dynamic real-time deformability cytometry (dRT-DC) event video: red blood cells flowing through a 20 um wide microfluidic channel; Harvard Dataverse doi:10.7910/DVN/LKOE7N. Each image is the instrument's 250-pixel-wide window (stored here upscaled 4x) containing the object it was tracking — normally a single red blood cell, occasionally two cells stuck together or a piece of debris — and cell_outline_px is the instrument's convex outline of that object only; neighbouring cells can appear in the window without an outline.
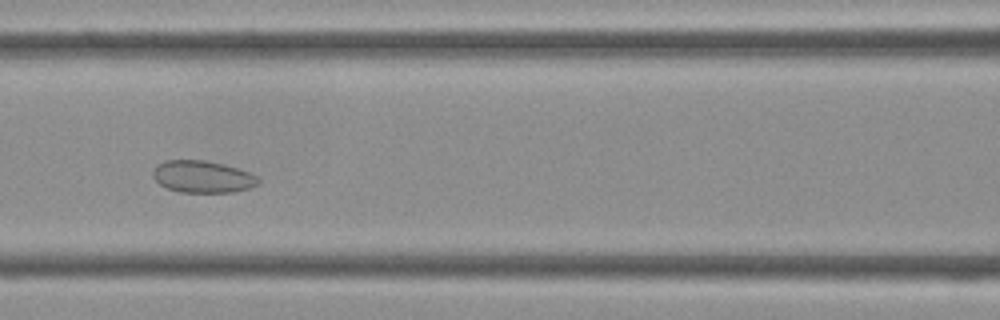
{"species": "Egyptian fruit bat (a non-hibernating species)", "species_latin": "Rousettus aegyptiacus", "temperature_condition": "cold", "stored_images_in_passage": 43, "camera_frame_rate_fps": 3000, "um_per_image_px": 0.085, "frame": {"image": 1, "passage_image": 18, "time_ms": 5.667, "image_size_px": [1000, 320], "cell_outline_px": [[260, 180], [256, 184], [248, 188], [236, 192], [180, 192], [168, 188], [160, 184], [152, 176], [152, 168], [156, 164], [164, 160], [204, 160], [224, 164], [260, 176]], "centroid_in_image_um": [17.19, 15.01], "position_along_channel_um": 149.4, "area_um2": 19.77}}
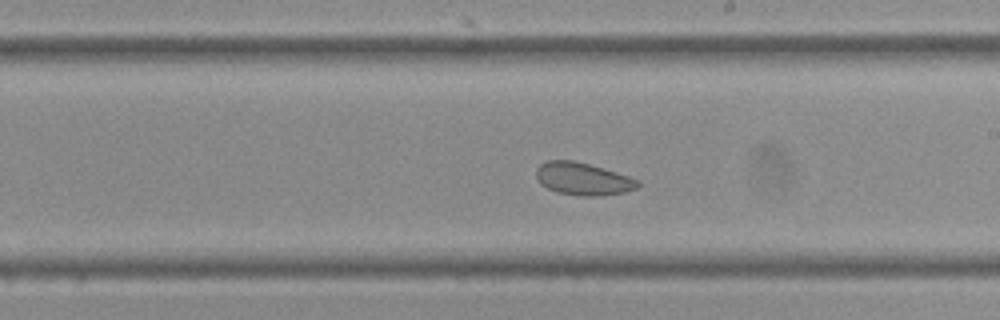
{"frame": {"image": 2, "passage_image": 24, "time_ms": 7.667, "image_size_px": [1000, 320], "cell_outline_px": [[640, 184], [636, 188], [624, 192], [600, 196], [580, 196], [556, 192], [540, 184], [536, 176], [536, 168], [540, 164], [548, 160], [572, 160], [604, 168], [640, 180]], "centroid_in_image_um": [49.54, 15.2], "position_along_channel_um": 239.5, "area_um2": 19.31}}
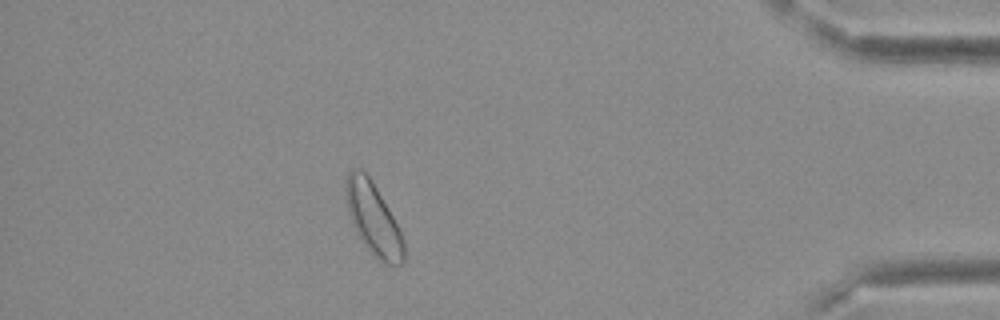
{"frame": {"image": 3, "passage_image": 38, "time_ms": 12.333, "image_size_px": [1000, 320], "cell_outline_px": [[404, 260], [400, 264], [384, 264], [372, 256], [356, 232], [352, 224], [348, 212], [344, 192], [344, 184], [348, 172], [352, 168], [360, 168], [372, 180], [392, 216], [404, 240]], "centroid_in_image_um": [31.69, 18.59], "position_along_channel_um": 403.5, "area_um2": 24.33}}